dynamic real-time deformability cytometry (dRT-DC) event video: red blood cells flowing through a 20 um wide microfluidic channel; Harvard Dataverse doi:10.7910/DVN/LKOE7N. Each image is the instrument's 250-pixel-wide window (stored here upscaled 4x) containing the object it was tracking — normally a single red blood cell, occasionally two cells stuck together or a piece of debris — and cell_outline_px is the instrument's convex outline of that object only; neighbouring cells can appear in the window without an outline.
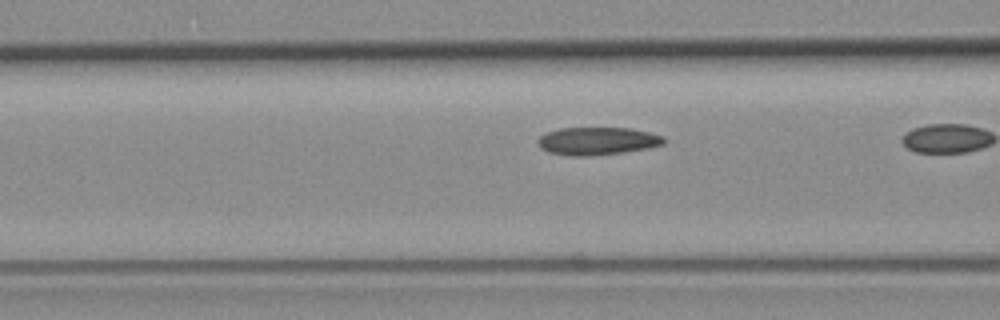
{"species": "common noctule bat (a hibernating species)", "species_latin": "Nyctalus noctula", "temperature_condition": "room temperature", "stored_images_in_passage": 21, "camera_frame_rate_fps": 3000, "um_per_image_px": 0.085, "animal": {"sex": "female", "body_mass_g": 19.3, "forearm_length_mm": 54.1}, "frame": {"image": 1, "passage_image": 18, "time_ms": 5.667, "image_size_px": [1000, 320], "cell_outline_px": [[664, 144], [648, 148], [624, 152], [592, 156], [572, 156], [548, 152], [540, 148], [536, 140], [540, 136], [548, 132], [560, 128], [632, 128], [664, 136]], "centroid_in_image_um": [50.76, 11.99], "position_along_channel_um": 115.8, "area_um2": 20.46}}